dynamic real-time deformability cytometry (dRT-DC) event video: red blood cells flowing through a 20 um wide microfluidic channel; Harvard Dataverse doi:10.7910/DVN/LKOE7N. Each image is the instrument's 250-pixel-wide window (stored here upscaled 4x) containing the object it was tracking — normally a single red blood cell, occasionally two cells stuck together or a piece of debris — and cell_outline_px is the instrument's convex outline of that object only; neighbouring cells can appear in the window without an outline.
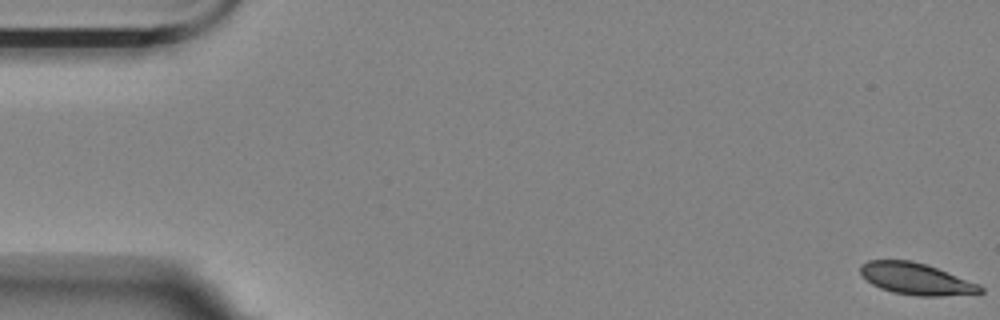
{"species": "Egyptian fruit bat (a non-hibernating species)", "species_latin": "Rousettus aegyptiacus", "temperature_condition": "room temperature", "stored_images_in_passage": 58, "camera_frame_rate_fps": 3000, "um_per_image_px": 0.085, "animal": {"sex": "female"}, "frame": {"image": 1, "passage_image": 1, "time_ms": 0.0, "image_size_px": [1000, 320], "cell_outline_px": [[984, 292], [940, 296], [916, 296], [892, 292], [880, 288], [872, 284], [860, 276], [860, 264], [868, 260], [912, 260], [936, 268], [980, 284], [984, 288]], "centroid_in_image_um": [77.82, 23.7], "position_along_channel_um": 7.2, "area_um2": 22.14}}
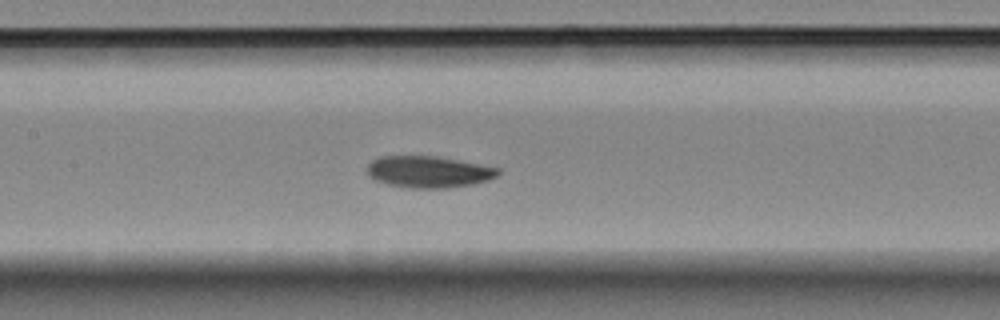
{"frame": {"image": 2, "passage_image": 27, "time_ms": 8.667, "image_size_px": [1000, 320], "cell_outline_px": [[500, 172], [496, 176], [488, 180], [472, 184], [448, 188], [412, 188], [388, 184], [376, 180], [368, 176], [368, 164], [372, 160], [380, 156], [436, 156], [480, 164], [500, 168]], "centroid_in_image_um": [36.43, 14.6], "position_along_channel_um": 171.0, "area_um2": 24.04}}
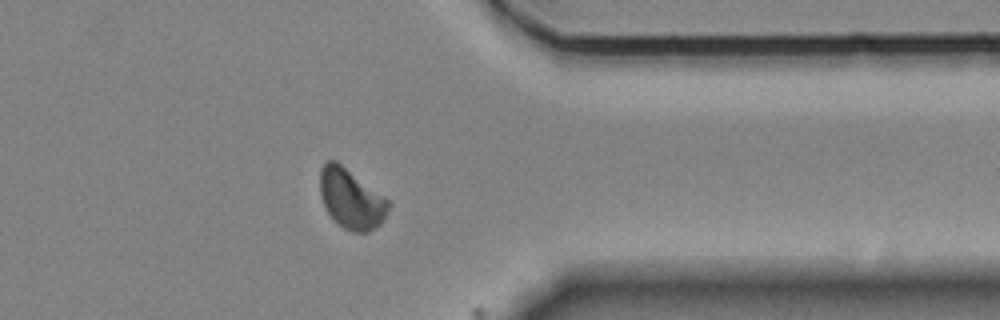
{"frame": {"image": 3, "passage_image": 46, "time_ms": 15.0, "image_size_px": [1000, 320], "cell_outline_px": [[388, 208], [384, 220], [376, 228], [368, 232], [352, 232], [344, 228], [328, 212], [324, 204], [320, 192], [320, 168], [324, 160], [336, 160], [388, 200]], "centroid_in_image_um": [29.82, 16.89], "position_along_channel_um": 381.6, "area_um2": 23.47}}